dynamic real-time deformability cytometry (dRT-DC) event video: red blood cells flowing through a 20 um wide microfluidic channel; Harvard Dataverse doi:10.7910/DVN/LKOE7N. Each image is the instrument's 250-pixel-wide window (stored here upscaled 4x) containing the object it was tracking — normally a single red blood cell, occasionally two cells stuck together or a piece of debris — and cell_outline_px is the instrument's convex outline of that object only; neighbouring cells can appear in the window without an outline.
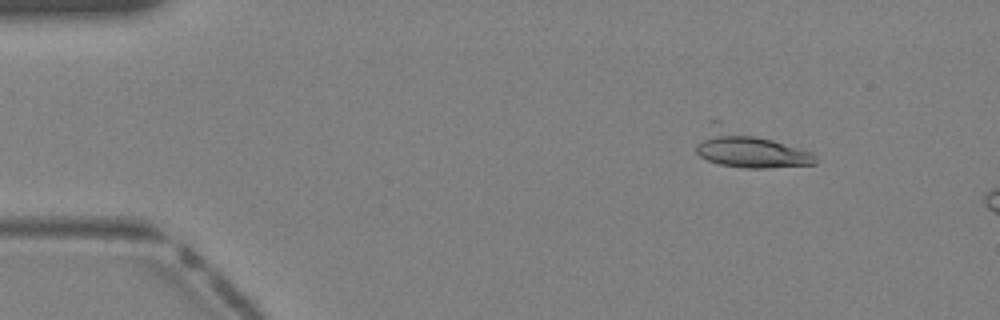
{"species": "Egyptian fruit bat (a non-hibernating species)", "species_latin": "Rousettus aegyptiacus", "temperature_condition": "warm", "stored_images_in_passage": 7, "camera_frame_rate_fps": 3000, "um_per_image_px": 0.085, "animal": {"sex": "female"}, "frame": {"image": 1, "passage_image": 2, "time_ms": 0.333, "image_size_px": [1000, 320], "cell_outline_px": [[816, 164], [768, 168], [744, 168], [720, 164], [708, 160], [700, 156], [696, 152], [696, 144], [708, 120], [712, 116], [812, 152], [816, 160]], "centroid_in_image_um": [63.54, 12.56], "position_along_channel_um": 21.5, "area_um2": 26.93}}